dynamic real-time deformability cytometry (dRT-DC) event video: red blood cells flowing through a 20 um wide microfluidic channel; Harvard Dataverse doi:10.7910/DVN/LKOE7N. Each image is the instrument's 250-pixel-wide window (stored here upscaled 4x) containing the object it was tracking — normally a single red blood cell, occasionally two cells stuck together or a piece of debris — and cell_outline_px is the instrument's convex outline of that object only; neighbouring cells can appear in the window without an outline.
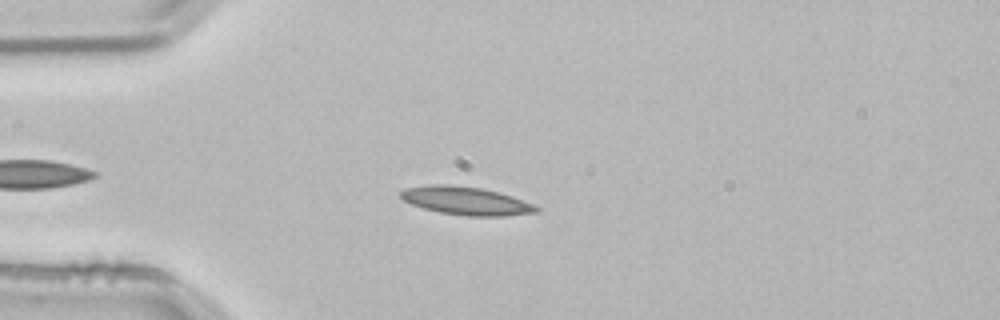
{"species": "common noctule bat (a hibernating species)", "species_latin": "Nyctalus noctula", "temperature_condition": "room temperature", "stored_images_in_passage": 1, "camera_frame_rate_fps": 3000, "um_per_image_px": 0.085, "animal": {"sex": "male", "body_mass_g": 21.5, "forearm_length_mm": 52.0}, "frame": {"image": 1, "passage_image": 1, "time_ms": 0.0, "image_size_px": [1000, 320], "cell_outline_px": [[540, 212], [504, 216], [464, 216], [440, 212], [424, 208], [412, 204], [404, 200], [400, 196], [400, 192], [404, 188], [432, 184], [448, 184], [480, 188], [500, 192], [512, 196], [532, 204], [540, 208]], "centroid_in_image_um": [39.62, 17.07], "position_along_channel_um": 45.4, "area_um2": 22.25}}